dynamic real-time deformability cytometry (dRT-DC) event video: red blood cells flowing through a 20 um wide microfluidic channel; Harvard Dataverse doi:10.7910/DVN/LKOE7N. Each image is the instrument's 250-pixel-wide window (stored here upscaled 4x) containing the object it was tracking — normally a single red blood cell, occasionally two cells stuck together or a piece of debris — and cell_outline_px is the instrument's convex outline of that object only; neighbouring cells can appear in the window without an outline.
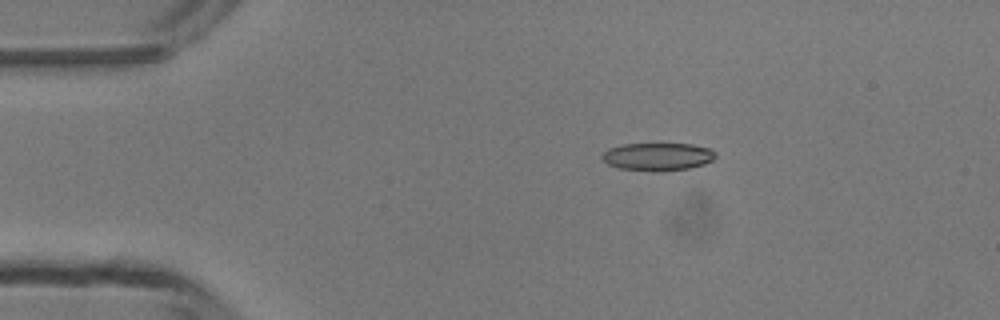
{"species": "common noctule bat (a hibernating species)", "species_latin": "Nyctalus noctula", "temperature_condition": "room temperature", "stored_images_in_passage": 5, "camera_frame_rate_fps": 3000, "um_per_image_px": 0.085, "animal": {"sex": "male", "body_mass_g": 13.3}, "frame": {"image": 1, "passage_image": 3, "time_ms": 2.333, "image_size_px": [1000, 320], "cell_outline_px": [[716, 156], [712, 160], [704, 164], [688, 168], [652, 172], [620, 168], [608, 164], [600, 156], [608, 148], [624, 144], [692, 144], [708, 148], [716, 152]], "centroid_in_image_um": [55.89, 13.31], "position_along_channel_um": 29.1, "area_um2": 18.32}}
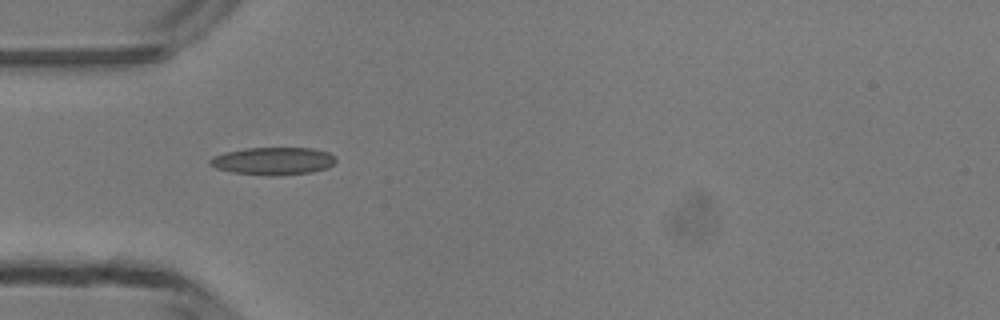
{"frame": {"image": 2, "passage_image": 4, "time_ms": 4.333, "image_size_px": [1000, 320], "cell_outline_px": [[336, 160], [332, 164], [324, 168], [312, 172], [272, 176], [268, 176], [232, 172], [216, 168], [208, 164], [208, 160], [212, 156], [224, 152], [244, 148], [312, 148], [328, 152], [336, 156]], "centroid_in_image_um": [23.17, 13.68], "position_along_channel_um": 61.8, "area_um2": 20.35}}
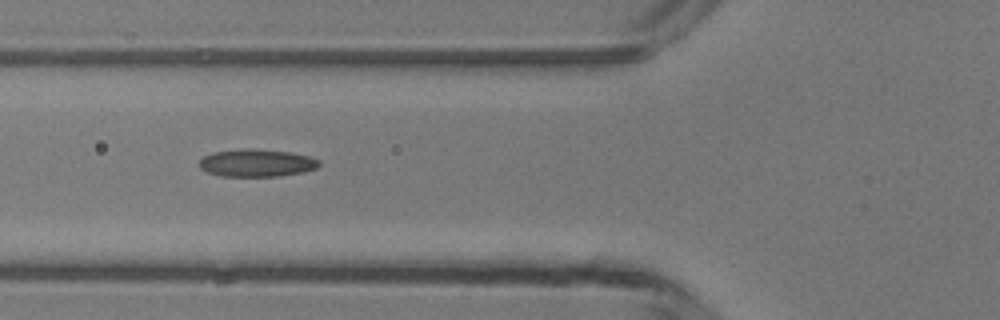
{"frame": {"image": 3, "passage_image": 5, "time_ms": 5.333, "image_size_px": [1000, 320], "cell_outline_px": [[320, 164], [316, 168], [304, 172], [280, 176], [220, 176], [208, 172], [200, 168], [200, 160], [204, 156], [212, 152], [244, 148], [256, 148], [292, 152], [308, 156], [320, 160]], "centroid_in_image_um": [21.83, 13.84], "position_along_channel_um": 104.0, "area_um2": 19.42}}